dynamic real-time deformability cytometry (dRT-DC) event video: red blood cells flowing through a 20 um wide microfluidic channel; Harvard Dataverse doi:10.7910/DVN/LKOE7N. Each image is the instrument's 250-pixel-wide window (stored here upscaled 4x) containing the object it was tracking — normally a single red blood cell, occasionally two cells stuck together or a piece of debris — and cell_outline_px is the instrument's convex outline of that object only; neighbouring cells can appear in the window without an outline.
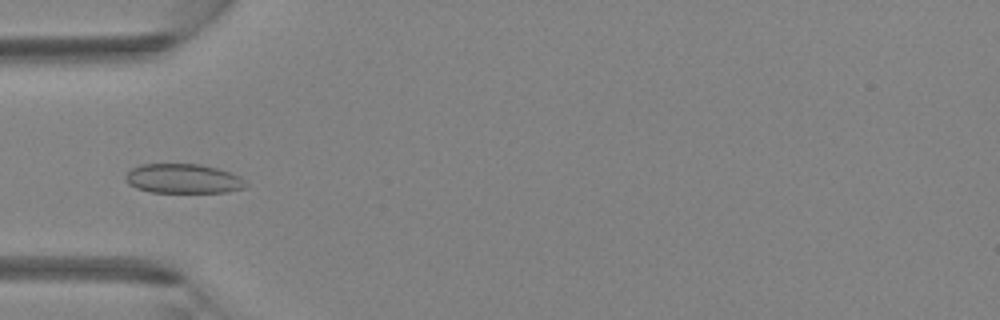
{"species": "Egyptian fruit bat (a non-hibernating species)", "species_latin": "Rousettus aegyptiacus", "temperature_condition": "room temperature", "stored_images_in_passage": 6, "camera_frame_rate_fps": 3000, "um_per_image_px": 0.085, "animal": {"sex": "female"}, "frame": {"image": 1, "passage_image": 5, "time_ms": 1.333, "image_size_px": [1000, 320], "cell_outline_px": [[248, 184], [244, 188], [228, 192], [152, 192], [136, 188], [128, 184], [124, 180], [124, 176], [132, 168], [140, 164], [200, 164], [232, 172], [240, 176]], "centroid_in_image_um": [15.57, 15.18], "position_along_channel_um": 69.4, "area_um2": 20.81}}
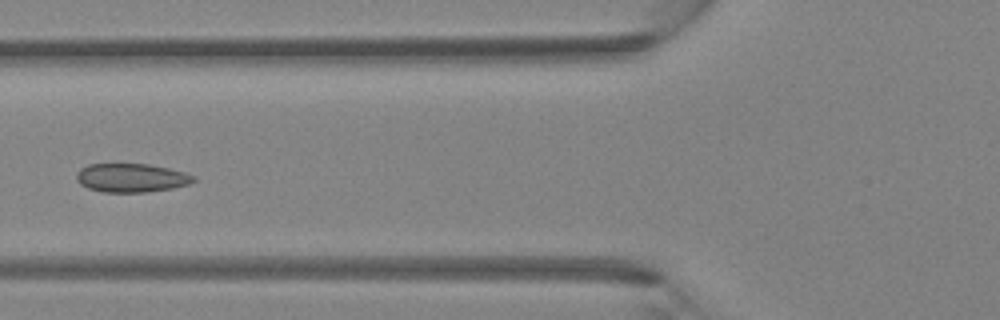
{"frame": {"image": 2, "passage_image": 6, "time_ms": 1.667, "image_size_px": [1000, 320], "cell_outline_px": [[196, 180], [188, 184], [172, 188], [148, 192], [104, 192], [88, 188], [80, 184], [76, 180], [76, 172], [80, 168], [88, 164], [148, 164], [168, 168], [184, 172], [196, 176]], "centroid_in_image_um": [11.15, 15.11], "position_along_channel_um": 114.7, "area_um2": 19.65}}